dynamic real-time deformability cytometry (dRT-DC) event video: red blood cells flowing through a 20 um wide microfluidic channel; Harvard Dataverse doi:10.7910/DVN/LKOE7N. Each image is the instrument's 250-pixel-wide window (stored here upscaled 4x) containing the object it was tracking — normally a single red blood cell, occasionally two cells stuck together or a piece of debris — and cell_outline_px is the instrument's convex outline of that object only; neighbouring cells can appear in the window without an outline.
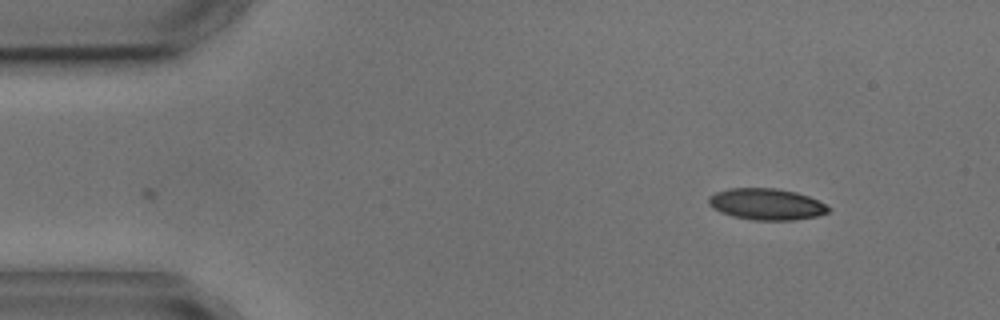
{"species": "common noctule bat (a hibernating species)", "species_latin": "Nyctalus noctula", "temperature_condition": "cold", "stored_images_in_passage": 3, "camera_frame_rate_fps": 3000, "um_per_image_px": 0.085, "animal": {"sex": "male", "body_mass_g": 17.9, "forearm_length_mm": 54.2}, "frame": {"image": 1, "passage_image": 3, "time_ms": 2.667, "image_size_px": [1000, 320], "cell_outline_px": [[832, 208], [828, 212], [816, 216], [796, 220], [752, 220], [732, 216], [720, 212], [712, 208], [708, 204], [708, 196], [716, 192], [728, 188], [776, 188], [796, 192], [808, 196]], "centroid_in_image_um": [65.11, 17.35], "position_along_channel_um": 19.9, "area_um2": 22.02}}